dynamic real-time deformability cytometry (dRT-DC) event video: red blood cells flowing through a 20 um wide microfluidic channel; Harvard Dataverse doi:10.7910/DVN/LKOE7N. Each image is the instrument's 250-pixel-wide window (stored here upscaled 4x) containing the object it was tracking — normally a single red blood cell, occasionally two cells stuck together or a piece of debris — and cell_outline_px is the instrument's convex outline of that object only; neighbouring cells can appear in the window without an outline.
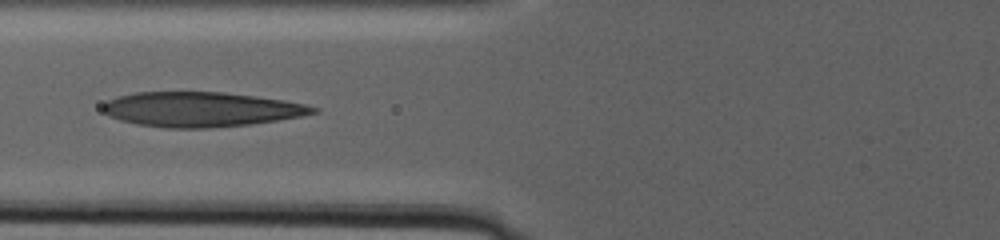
{"species": "human", "species_latin": "Homo sapiens", "temperature_condition": "warm", "stored_images_in_passage": 42, "camera_frame_rate_fps": 3000, "um_per_image_px": 0.085, "donor": {"sex": "male"}, "frame": {"image": 1, "passage_image": 9, "time_ms": 6.667, "image_size_px": [1000, 240], "cell_outline_px": [[320, 112], [300, 116], [276, 120], [248, 124], [204, 128], [164, 128], [136, 124], [120, 120], [108, 116], [100, 108], [108, 100], [116, 96], [136, 92], [224, 92], [256, 96], [284, 100], [304, 104], [320, 108]], "centroid_in_image_um": [17.05, 9.29], "position_along_channel_um": 108.7, "area_um2": 42.66}}
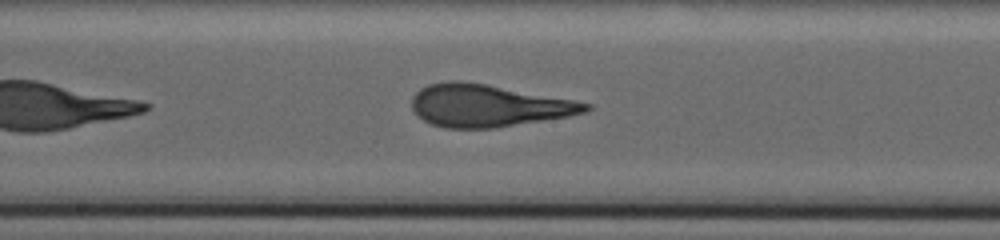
{"frame": {"image": 2, "passage_image": 17, "time_ms": 11.0, "image_size_px": [1000, 240], "cell_outline_px": [[592, 108], [584, 112], [568, 116], [492, 128], [444, 128], [432, 124], [416, 116], [412, 108], [412, 96], [420, 88], [428, 84], [448, 80], [460, 80], [484, 84], [572, 100], [592, 104]], "centroid_in_image_um": [41.41, 8.98], "position_along_channel_um": 206.8, "area_um2": 42.43}}
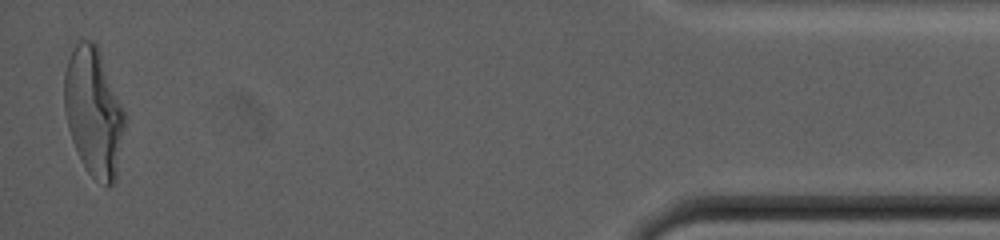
{"frame": {"image": 3, "passage_image": 41, "time_ms": 23.667, "image_size_px": [1000, 240], "cell_outline_px": [[124, 124], [116, 180], [112, 184], [104, 184], [96, 180], [88, 172], [80, 160], [76, 152], [68, 128], [64, 108], [64, 72], [68, 60], [76, 44], [80, 40], [92, 40], [96, 44], [100, 52], [124, 112]], "centroid_in_image_um": [7.93, 9.53], "position_along_channel_um": 427.3, "area_um2": 44.56}, "authors_computed_cell_mechanics": {"area_um2": 42.8009, "velocity_mm_per_s": 2.2577, "shape_relaxation_time_tau1_ms": 10.1952, "shape_relaxation_time_tau2_ms": 1.7036, "deformation_change_tau1": 0.2871, "deformation_change_tau2": 0.1055}}